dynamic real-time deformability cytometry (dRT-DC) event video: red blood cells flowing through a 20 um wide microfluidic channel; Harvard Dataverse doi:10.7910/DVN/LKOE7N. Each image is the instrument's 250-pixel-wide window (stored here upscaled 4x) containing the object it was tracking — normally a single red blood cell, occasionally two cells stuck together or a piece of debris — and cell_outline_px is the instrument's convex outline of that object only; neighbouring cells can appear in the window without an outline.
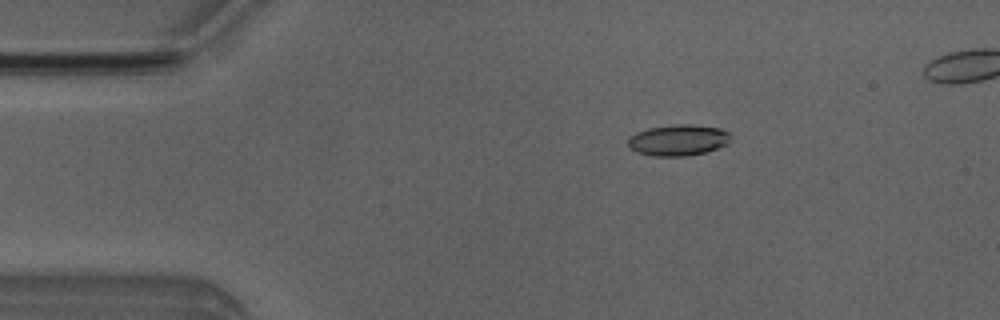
{"species": "Egyptian fruit bat (a non-hibernating species)", "species_latin": "Rousettus aegyptiacus", "temperature_condition": "room temperature", "stored_images_in_passage": 6, "camera_frame_rate_fps": 3000, "um_per_image_px": 0.085, "animal": {"sex": "male"}, "frame": {"image": 1, "passage_image": 3, "time_ms": 2.667, "image_size_px": [1000, 320], "cell_outline_px": [[732, 140], [728, 144], [704, 152], [684, 156], [652, 156], [636, 152], [628, 144], [628, 136], [636, 132], [648, 128], [676, 124], [692, 124], [720, 128], [728, 132], [732, 136]], "centroid_in_image_um": [57.66, 11.9], "position_along_channel_um": 27.3, "area_um2": 18.73}}